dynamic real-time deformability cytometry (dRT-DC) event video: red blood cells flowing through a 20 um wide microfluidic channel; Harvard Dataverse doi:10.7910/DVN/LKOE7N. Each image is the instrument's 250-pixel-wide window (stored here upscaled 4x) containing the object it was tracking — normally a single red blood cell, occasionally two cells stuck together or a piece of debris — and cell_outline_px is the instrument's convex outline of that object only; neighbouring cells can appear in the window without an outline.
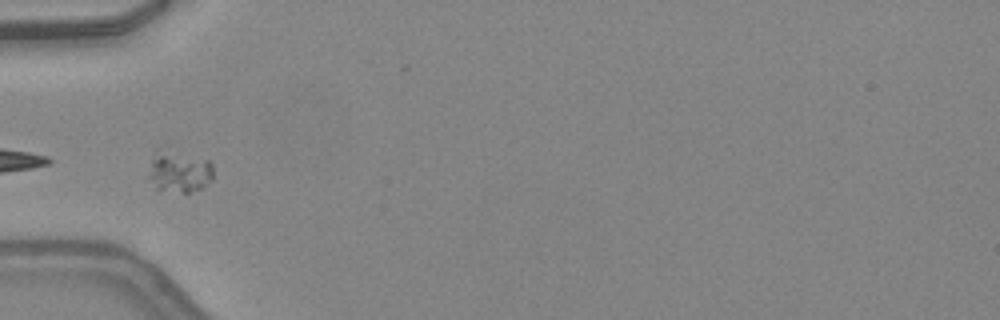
{"species": "common noctule bat (a hibernating species)", "species_latin": "Nyctalus noctula", "temperature_condition": "warm", "stored_images_in_passage": 22, "camera_frame_rate_fps": 3000, "um_per_image_px": 0.085, "animal": {"sex": "female", "body_mass_g": 24.6, "forearm_length_mm": 56.2}, "frame": {"image": 1, "passage_image": 1, "time_ms": 0.0, "image_size_px": [1000, 320], "cell_outline_px": [[212, 180], [204, 188], [188, 192], [184, 192], [156, 188], [148, 176], [152, 160], [160, 156], [164, 156], [208, 160], [212, 164]], "centroid_in_image_um": [15.33, 14.76], "position_along_channel_um": 69.7, "area_um2": 13.7}}
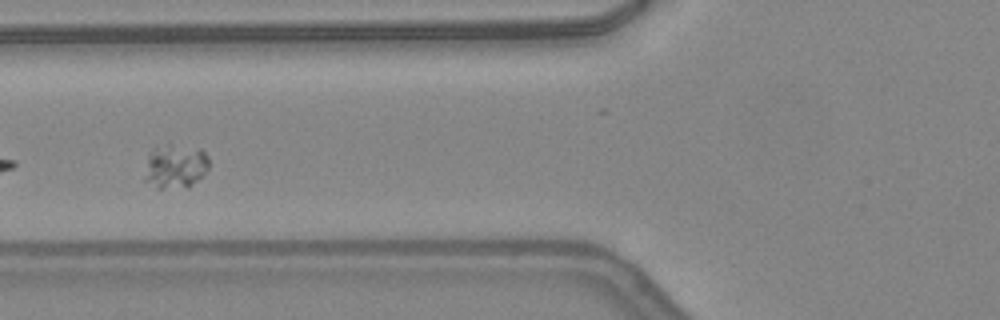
{"frame": {"image": 2, "passage_image": 4, "time_ms": 1.0, "image_size_px": [1000, 320], "cell_outline_px": [[208, 168], [204, 176], [188, 188], [156, 188], [144, 180], [148, 156], [152, 148], [168, 144], [172, 144], [200, 148], [208, 156]], "centroid_in_image_um": [14.92, 14.14], "position_along_channel_um": 110.9, "area_um2": 16.82}}